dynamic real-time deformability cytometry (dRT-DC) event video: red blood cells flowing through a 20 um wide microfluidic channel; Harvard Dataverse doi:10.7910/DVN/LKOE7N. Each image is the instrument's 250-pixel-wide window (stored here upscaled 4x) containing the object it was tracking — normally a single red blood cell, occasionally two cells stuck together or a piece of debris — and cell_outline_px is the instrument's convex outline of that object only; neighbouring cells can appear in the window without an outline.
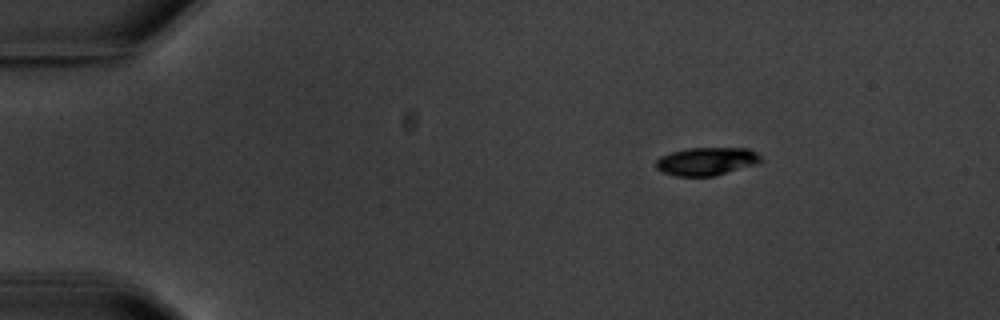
{"species": "common noctule bat (a hibernating species)", "species_latin": "Nyctalus noctula", "temperature_condition": "warm", "stored_images_in_passage": 3, "camera_frame_rate_fps": 3000, "um_per_image_px": 0.085, "animal": {"sex": "male", "body_mass_g": 20.1, "forearm_length_mm": 53.5}, "frame": {"image": 1, "passage_image": 1, "time_ms": 0.0, "image_size_px": [1000, 320], "cell_outline_px": [[764, 160], [756, 164], [716, 176], [676, 176], [664, 172], [656, 168], [656, 160], [660, 156], [672, 152], [688, 148], [748, 148], [756, 152]], "centroid_in_image_um": [60.08, 13.71], "position_along_channel_um": 24.9, "area_um2": 17.17}}